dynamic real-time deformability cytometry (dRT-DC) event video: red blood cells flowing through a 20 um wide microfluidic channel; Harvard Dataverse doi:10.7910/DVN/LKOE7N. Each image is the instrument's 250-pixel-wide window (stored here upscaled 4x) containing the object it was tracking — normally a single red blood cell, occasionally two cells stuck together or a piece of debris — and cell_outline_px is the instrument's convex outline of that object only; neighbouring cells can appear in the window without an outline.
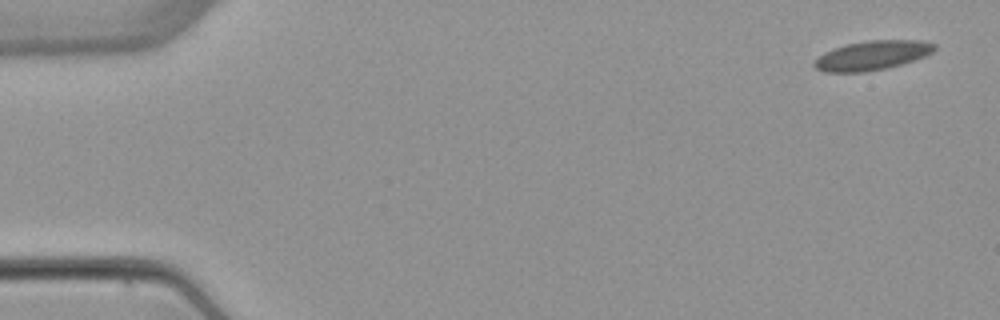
{"species": "common noctule bat (a hibernating species)", "species_latin": "Nyctalus noctula", "temperature_condition": "warm", "stored_images_in_passage": 6, "camera_frame_rate_fps": 3000, "um_per_image_px": 0.085, "animal": {"sex": "female", "body_mass_g": 22.7, "forearm_length_mm": 54.2}, "frame": {"image": 1, "passage_image": 1, "time_ms": 0.0, "image_size_px": [1000, 320], "cell_outline_px": [[936, 48], [932, 52], [924, 56], [900, 64], [884, 68], [864, 72], [824, 72], [816, 68], [812, 64], [824, 52], [848, 44], [868, 40], [920, 40], [936, 44]], "centroid_in_image_um": [74.13, 4.7], "position_along_channel_um": 10.9, "area_um2": 20.17}}
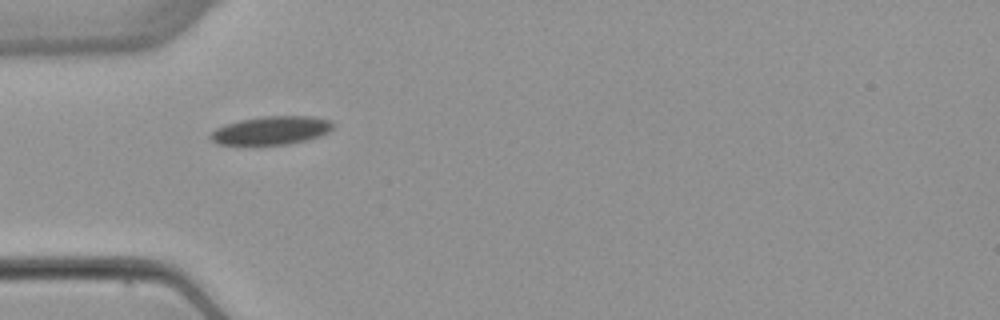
{"frame": {"image": 2, "passage_image": 5, "time_ms": 5.0, "image_size_px": [1000, 320], "cell_outline_px": [[332, 128], [328, 132], [320, 136], [308, 140], [288, 144], [216, 144], [208, 136], [216, 128], [240, 120], [264, 116], [312, 116], [328, 120], [332, 124]], "centroid_in_image_um": [23.06, 11.08], "position_along_channel_um": 61.9, "area_um2": 20.0}}
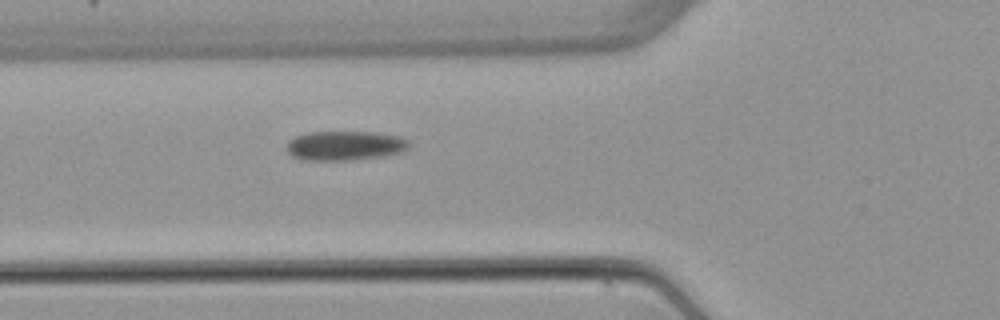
{"frame": {"image": 3, "passage_image": 6, "time_ms": 6.0, "image_size_px": [1000, 320], "cell_outline_px": [[408, 148], [400, 152], [384, 156], [356, 160], [300, 160], [292, 156], [288, 152], [288, 140], [296, 136], [308, 132], [376, 132], [400, 136], [408, 140]], "centroid_in_image_um": [29.32, 12.38], "position_along_channel_um": 96.5, "area_um2": 21.1}}